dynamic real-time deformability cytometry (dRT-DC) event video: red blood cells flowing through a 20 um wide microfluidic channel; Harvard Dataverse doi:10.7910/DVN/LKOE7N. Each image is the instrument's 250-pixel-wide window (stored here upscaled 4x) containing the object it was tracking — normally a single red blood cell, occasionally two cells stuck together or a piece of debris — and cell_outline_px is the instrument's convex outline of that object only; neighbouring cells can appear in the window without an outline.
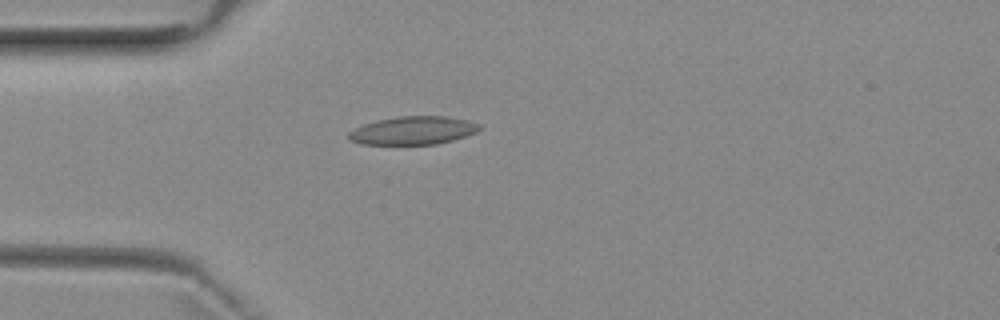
{"species": "common noctule bat (a hibernating species)", "species_latin": "Nyctalus noctula", "temperature_condition": "room temperature", "stored_images_in_passage": 1, "camera_frame_rate_fps": 3000, "um_per_image_px": 0.085, "animal": {"sex": "female", "body_mass_g": 29.2, "forearm_length_mm": 56.3}, "frame": {"image": 1, "passage_image": 1, "time_ms": 0.0, "image_size_px": [1000, 320], "cell_outline_px": [[480, 128], [476, 132], [452, 140], [436, 144], [360, 144], [348, 140], [348, 132], [364, 124], [380, 120], [400, 116], [444, 116], [468, 120], [480, 124]], "centroid_in_image_um": [35.1, 11.09], "position_along_channel_um": 49.9, "area_um2": 21.27}}